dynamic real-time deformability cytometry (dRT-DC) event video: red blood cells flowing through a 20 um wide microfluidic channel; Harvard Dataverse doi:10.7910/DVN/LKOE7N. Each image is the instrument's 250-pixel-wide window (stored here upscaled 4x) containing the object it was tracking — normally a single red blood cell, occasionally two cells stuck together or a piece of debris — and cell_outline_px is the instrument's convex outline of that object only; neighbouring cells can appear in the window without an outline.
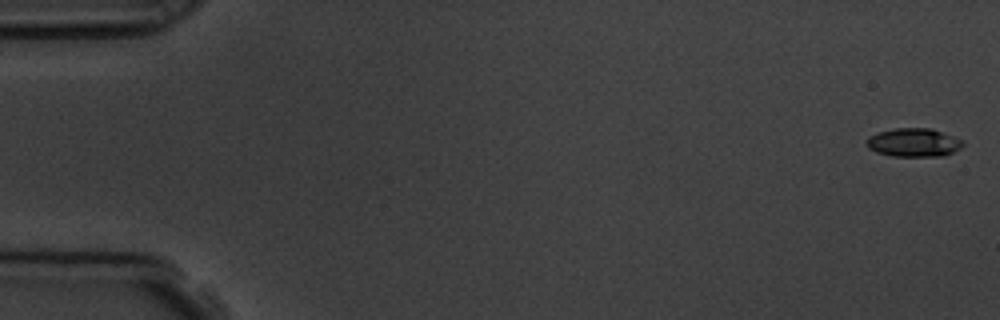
{"species": "common noctule bat (a hibernating species)", "species_latin": "Nyctalus noctula", "temperature_condition": "room temperature", "stored_images_in_passage": 54, "camera_frame_rate_fps": 3000, "um_per_image_px": 0.085, "animal": {"sex": "male", "body_mass_g": 19.5, "forearm_length_mm": 54.6}, "frame": {"image": 1, "passage_image": 1, "time_ms": 0.0, "image_size_px": [1000, 320], "cell_outline_px": [[964, 144], [960, 148], [944, 156], [892, 156], [876, 152], [868, 148], [864, 144], [864, 140], [868, 136], [876, 132], [896, 128], [932, 128], [960, 140]], "centroid_in_image_um": [77.57, 12.11], "position_along_channel_um": 7.4, "area_um2": 16.07}}
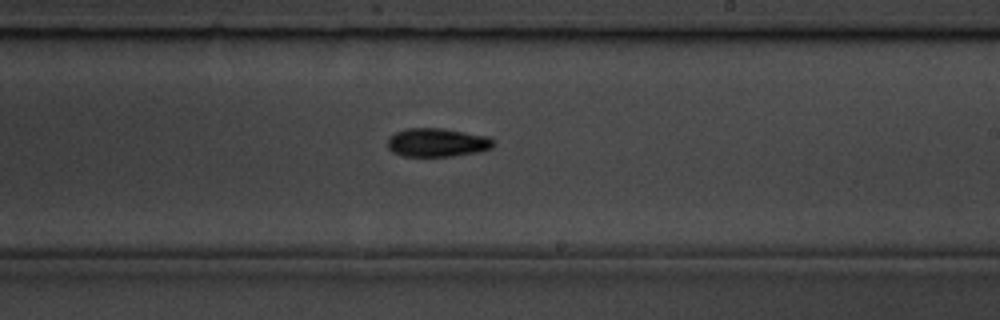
{"frame": {"image": 2, "passage_image": 32, "time_ms": 10.333, "image_size_px": [1000, 320], "cell_outline_px": [[492, 148], [480, 152], [452, 156], [404, 156], [392, 152], [388, 148], [388, 136], [404, 128], [444, 128], [488, 136], [492, 140]], "centroid_in_image_um": [37.13, 12.11], "position_along_channel_um": 251.9, "area_um2": 17.74}}
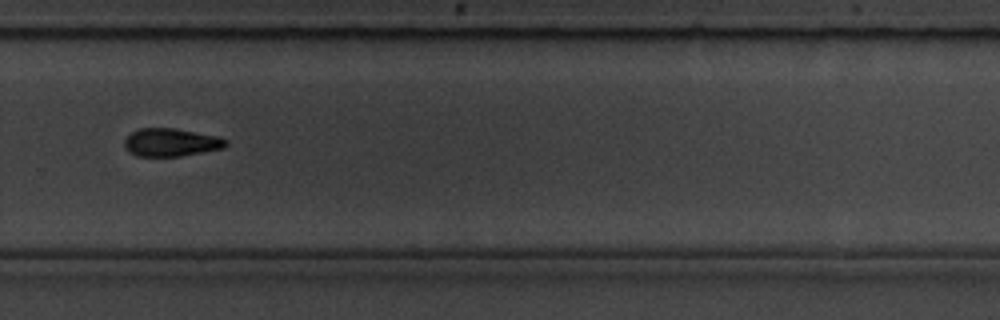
{"frame": {"image": 3, "passage_image": 37, "time_ms": 12.0, "image_size_px": [1000, 320], "cell_outline_px": [[228, 144], [224, 148], [180, 156], [136, 156], [128, 152], [124, 144], [124, 140], [132, 132], [140, 128], [176, 128], [220, 136], [228, 140]], "centroid_in_image_um": [14.56, 12.09], "position_along_channel_um": 315.2, "area_um2": 16.7}, "authors_computed_cell_mechanics": {"area_um2": 16.5308, "velocity_mm_per_s": 3.8107, "shape_relaxation_time_tau1_ms": 3.3495, "shape_relaxation_time_tau2_ms": null, "deformation_change_tau1": 0.1098, "deformation_change_tau2": null}}